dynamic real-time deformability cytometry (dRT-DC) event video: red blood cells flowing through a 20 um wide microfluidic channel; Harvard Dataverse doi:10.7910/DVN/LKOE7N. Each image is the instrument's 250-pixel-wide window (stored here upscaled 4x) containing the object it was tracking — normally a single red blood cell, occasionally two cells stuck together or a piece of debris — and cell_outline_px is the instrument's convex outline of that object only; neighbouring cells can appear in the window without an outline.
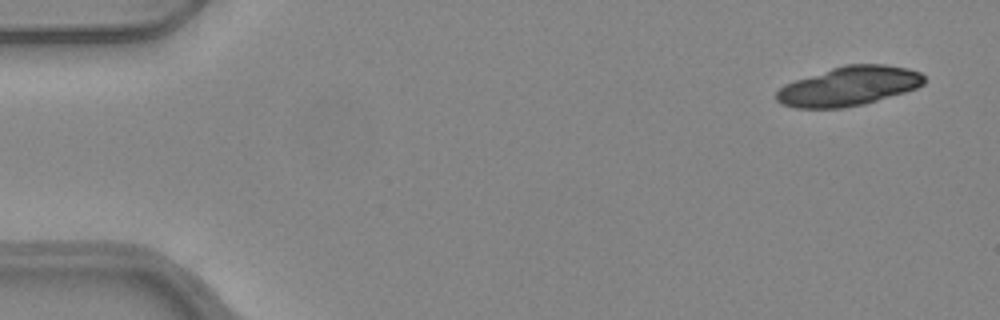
{"species": "common noctule bat (a hibernating species)", "species_latin": "Nyctalus noctula", "temperature_condition": "warm", "stored_images_in_passage": 5, "camera_frame_rate_fps": 3000, "um_per_image_px": 0.085, "animal": {"sex": "female", "body_mass_g": 24.6, "forearm_length_mm": 56.2}, "frame": {"image": 1, "passage_image": 1, "time_ms": 0.0, "image_size_px": [1000, 320], "cell_outline_px": [[924, 84], [916, 88], [904, 92], [864, 104], [844, 108], [792, 108], [780, 104], [776, 100], [776, 92], [784, 84], [844, 64], [884, 64], [908, 68], [920, 72], [924, 76]], "centroid_in_image_um": [72.13, 7.33], "position_along_channel_um": 12.9, "area_um2": 33.81}}